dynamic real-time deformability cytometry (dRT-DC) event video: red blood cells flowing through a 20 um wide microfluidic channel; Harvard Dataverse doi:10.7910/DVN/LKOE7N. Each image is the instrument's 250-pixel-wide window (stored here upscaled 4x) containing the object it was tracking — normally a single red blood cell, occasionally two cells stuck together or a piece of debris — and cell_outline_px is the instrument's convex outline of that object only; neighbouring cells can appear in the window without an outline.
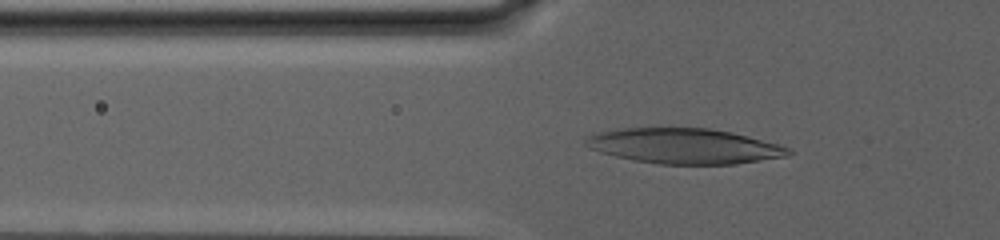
{"species": "human", "species_latin": "Homo sapiens", "temperature_condition": "warm", "stored_images_in_passage": 83, "camera_frame_rate_fps": 3000, "um_per_image_px": 0.085, "donor": {"sex": "male"}, "frame": {"image": 1, "passage_image": 32, "time_ms": 10.333, "image_size_px": [1000, 240], "cell_outline_px": [[792, 152], [788, 156], [736, 164], [660, 164], [632, 160], [600, 152], [588, 148], [584, 144], [588, 136], [600, 132], [616, 128], [708, 128], [732, 132], [748, 136], [792, 148]], "centroid_in_image_um": [58.17, 12.41], "position_along_channel_um": 67.6, "area_um2": 41.73}}
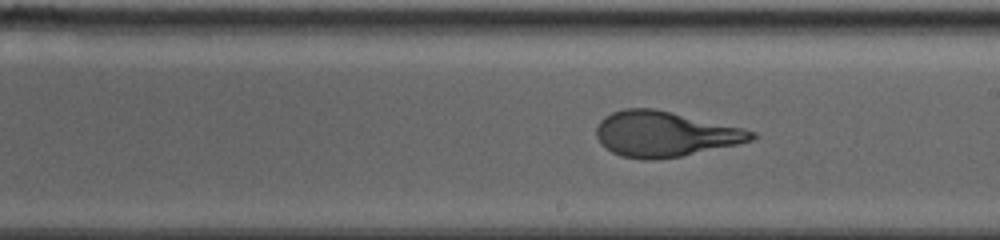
{"frame": {"image": 2, "passage_image": 52, "time_ms": 17.0, "image_size_px": [1000, 240], "cell_outline_px": [[756, 136], [752, 140], [736, 144], [680, 156], [648, 160], [644, 160], [620, 156], [612, 152], [600, 144], [596, 136], [596, 128], [600, 120], [604, 116], [612, 112], [624, 108], [652, 108], [672, 112], [744, 128], [756, 132]], "centroid_in_image_um": [56.46, 11.38], "position_along_channel_um": 232.5, "area_um2": 40.86}}
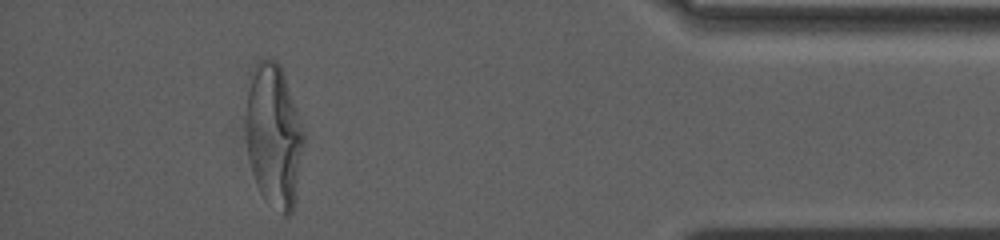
{"frame": {"image": 3, "passage_image": 77, "time_ms": 25.333, "image_size_px": [1000, 240], "cell_outline_px": [[304, 144], [296, 200], [292, 212], [288, 216], [284, 216], [264, 200], [256, 184], [252, 172], [248, 156], [244, 128], [248, 72], [260, 60], [276, 60], [280, 64], [304, 132]], "centroid_in_image_um": [23.24, 11.55], "position_along_channel_um": 412.0, "area_um2": 49.13}, "authors_computed_cell_mechanics": {"area_um2": 43.6968, "velocity_mm_per_s": 2.6026, "shape_relaxation_time_tau1_ms": 9.0391, "shape_relaxation_time_tau2_ms": null, "deformation_change_tau1": 0.3142, "deformation_change_tau2": null}}